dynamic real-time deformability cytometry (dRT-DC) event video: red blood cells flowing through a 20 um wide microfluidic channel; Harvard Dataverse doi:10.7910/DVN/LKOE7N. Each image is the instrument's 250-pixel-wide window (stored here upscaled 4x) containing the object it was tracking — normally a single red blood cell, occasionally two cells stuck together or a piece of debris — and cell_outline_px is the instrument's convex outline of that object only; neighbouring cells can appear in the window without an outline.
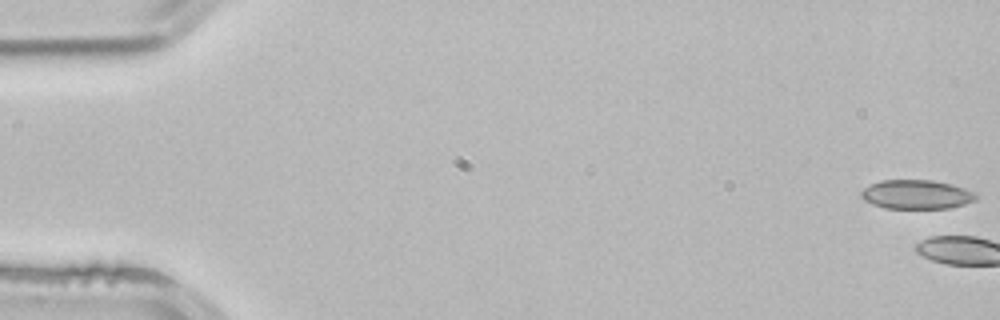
{"species": "common noctule bat (a hibernating species)", "species_latin": "Nyctalus noctula", "temperature_condition": "room temperature", "stored_images_in_passage": 3, "camera_frame_rate_fps": 3000, "um_per_image_px": 0.085, "animal": {"sex": "male", "body_mass_g": 21.5, "forearm_length_mm": 52.0}, "frame": {"image": 1, "passage_image": 1, "time_ms": 0.0, "image_size_px": [1000, 320], "cell_outline_px": [[980, 196], [976, 200], [964, 204], [948, 208], [884, 208], [872, 204], [864, 200], [860, 196], [860, 192], [864, 188], [880, 180], [932, 180], [952, 184], [976, 192]], "centroid_in_image_um": [77.92, 16.52], "position_along_channel_um": 7.1, "area_um2": 19.59}}